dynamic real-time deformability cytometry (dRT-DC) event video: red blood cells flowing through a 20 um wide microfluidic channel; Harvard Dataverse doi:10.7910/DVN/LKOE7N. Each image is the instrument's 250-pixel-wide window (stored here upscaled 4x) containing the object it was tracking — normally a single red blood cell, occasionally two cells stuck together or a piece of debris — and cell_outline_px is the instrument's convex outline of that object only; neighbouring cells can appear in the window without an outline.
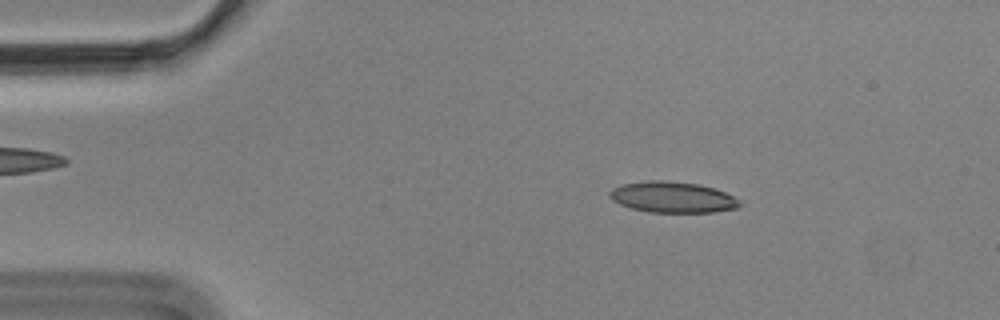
{"species": "Egyptian fruit bat (a non-hibernating species)", "species_latin": "Rousettus aegyptiacus", "temperature_condition": "cold", "stored_images_in_passage": 4, "camera_frame_rate_fps": 3000, "um_per_image_px": 0.085, "animal": {"sex": "male"}, "frame": {"image": 1, "passage_image": 2, "time_ms": 0.333, "image_size_px": [1000, 320], "cell_outline_px": [[744, 204], [736, 208], [712, 212], [648, 212], [632, 208], [620, 204], [612, 200], [608, 196], [608, 192], [612, 188], [620, 184], [648, 180], [668, 180], [700, 184], [716, 188], [740, 200]], "centroid_in_image_um": [57.15, 16.74], "position_along_channel_um": 27.8, "area_um2": 23.76}}